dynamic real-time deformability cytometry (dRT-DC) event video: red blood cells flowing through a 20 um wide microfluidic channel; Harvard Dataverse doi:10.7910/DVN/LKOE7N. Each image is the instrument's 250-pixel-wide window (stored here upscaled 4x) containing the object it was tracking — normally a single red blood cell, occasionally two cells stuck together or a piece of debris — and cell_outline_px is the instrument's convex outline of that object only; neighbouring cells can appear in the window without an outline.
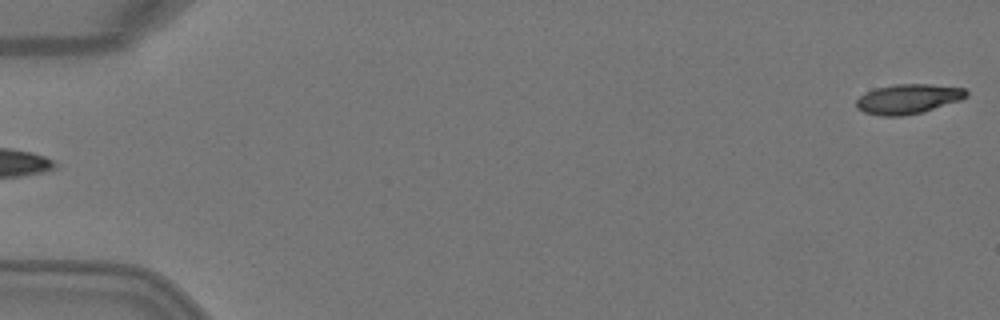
{"species": "Egyptian fruit bat (a non-hibernating species)", "species_latin": "Rousettus aegyptiacus", "temperature_condition": "warm", "stored_images_in_passage": 4, "segment_of_instrument_passage": [2, 2], "camera_frame_rate_fps": 3000, "um_per_image_px": 0.085, "animal": {"sex": "female"}, "frame": {"image": 1, "passage_image": 4, "time_ms": 1.0, "image_size_px": [1000, 320], "cell_outline_px": [[968, 96], [960, 100], [920, 112], [900, 116], [880, 116], [864, 112], [856, 108], [856, 100], [864, 92], [876, 88], [896, 84], [932, 84], [964, 88], [968, 92]], "centroid_in_image_um": [77.16, 8.4], "position_along_channel_um": 7.8, "area_um2": 18.96}}